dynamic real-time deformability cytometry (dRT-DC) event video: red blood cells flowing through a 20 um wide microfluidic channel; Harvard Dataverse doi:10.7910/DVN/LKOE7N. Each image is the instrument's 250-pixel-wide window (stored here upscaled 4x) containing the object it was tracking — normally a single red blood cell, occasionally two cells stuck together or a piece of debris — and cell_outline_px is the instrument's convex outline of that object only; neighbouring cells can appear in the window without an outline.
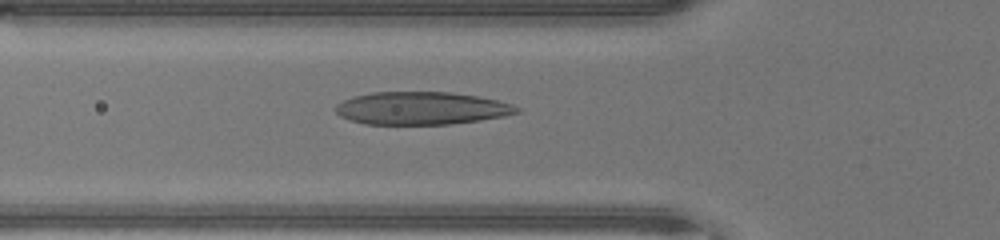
{"species": "human", "species_latin": "Homo sapiens", "temperature_condition": "warm", "stored_images_in_passage": 28, "camera_frame_rate_fps": 3000, "um_per_image_px": 0.085, "donor": {"sex": "male"}, "frame": {"image": 1, "passage_image": 2, "time_ms": 0.333, "image_size_px": [1000, 240], "cell_outline_px": [[520, 112], [504, 116], [480, 120], [452, 124], [364, 124], [340, 116], [336, 112], [336, 104], [352, 96], [372, 92], [452, 92], [476, 96], [496, 100], [512, 104], [520, 108]], "centroid_in_image_um": [35.82, 9.2], "position_along_channel_um": 90.0, "area_um2": 34.56}}
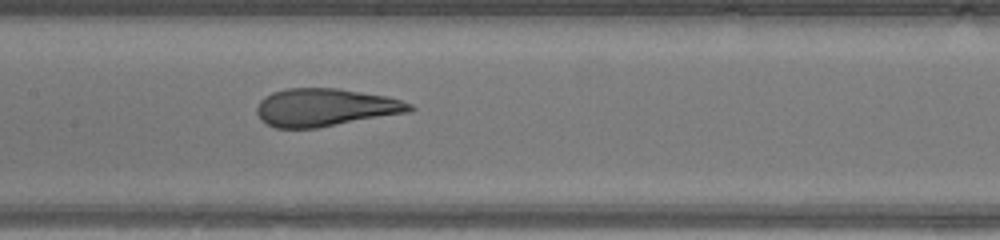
{"frame": {"image": 2, "passage_image": 8, "time_ms": 2.333, "image_size_px": [1000, 240], "cell_outline_px": [[416, 108], [412, 112], [316, 128], [276, 128], [260, 120], [256, 112], [256, 108], [260, 100], [264, 96], [272, 92], [288, 88], [336, 88], [388, 96], [412, 104]], "centroid_in_image_um": [27.66, 9.13], "position_along_channel_um": 179.7, "area_um2": 33.93}}
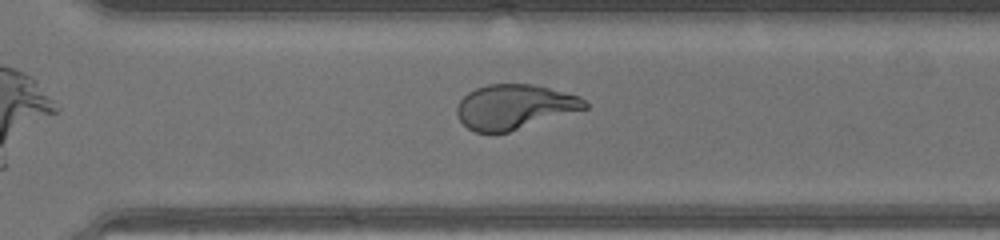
{"frame": {"image": 3, "passage_image": 18, "time_ms": 5.667, "image_size_px": [1000, 240], "cell_outline_px": [[588, 108], [508, 132], [476, 132], [468, 128], [460, 120], [456, 112], [456, 108], [460, 100], [468, 92], [476, 88], [488, 84], [532, 84], [580, 96], [588, 104]], "centroid_in_image_um": [43.72, 9.07], "position_along_channel_um": 326.9, "area_um2": 33.0}}